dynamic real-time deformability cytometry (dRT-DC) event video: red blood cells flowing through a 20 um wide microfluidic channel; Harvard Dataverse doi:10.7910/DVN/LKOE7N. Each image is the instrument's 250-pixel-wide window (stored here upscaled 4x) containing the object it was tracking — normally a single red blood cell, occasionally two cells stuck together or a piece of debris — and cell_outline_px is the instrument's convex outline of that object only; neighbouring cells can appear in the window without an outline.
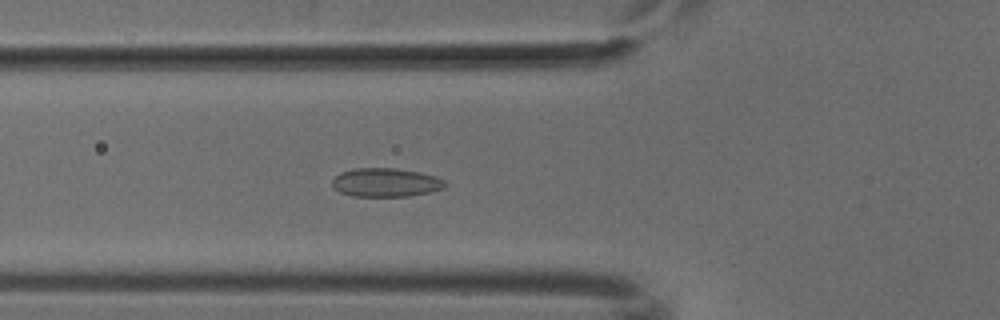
{"species": "common noctule bat (a hibernating species)", "species_latin": "Nyctalus noctula", "temperature_condition": "cold", "stored_images_in_passage": 51, "camera_frame_rate_fps": 3000, "um_per_image_px": 0.085, "animal": {"sex": "male", "body_mass_g": 18.8}, "frame": {"image": 1, "passage_image": 18, "time_ms": 5.667, "image_size_px": [1000, 320], "cell_outline_px": [[448, 184], [444, 188], [428, 192], [408, 196], [352, 196], [340, 192], [332, 184], [332, 180], [340, 172], [352, 168], [396, 168], [420, 172], [436, 176], [444, 180]], "centroid_in_image_um": [32.8, 15.5], "position_along_channel_um": 93.0, "area_um2": 18.9}}
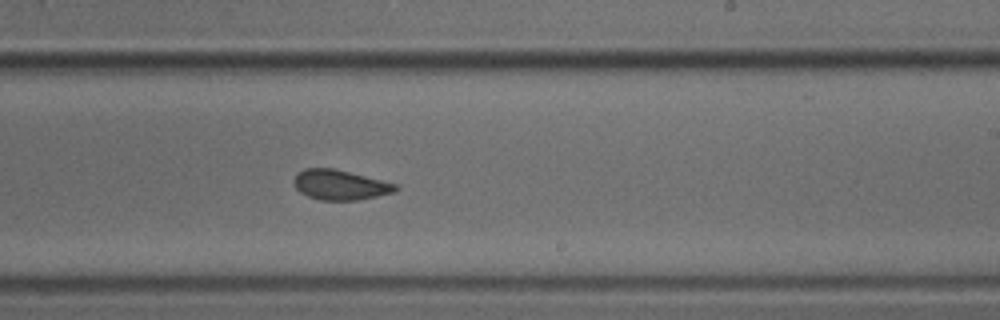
{"frame": {"image": 2, "passage_image": 31, "time_ms": 10.0, "image_size_px": [1000, 320], "cell_outline_px": [[400, 188], [396, 192], [356, 200], [320, 200], [308, 196], [300, 192], [296, 188], [292, 180], [296, 172], [304, 168], [332, 168], [396, 184]], "centroid_in_image_um": [28.86, 15.71], "position_along_channel_um": 260.1, "area_um2": 17.69}}
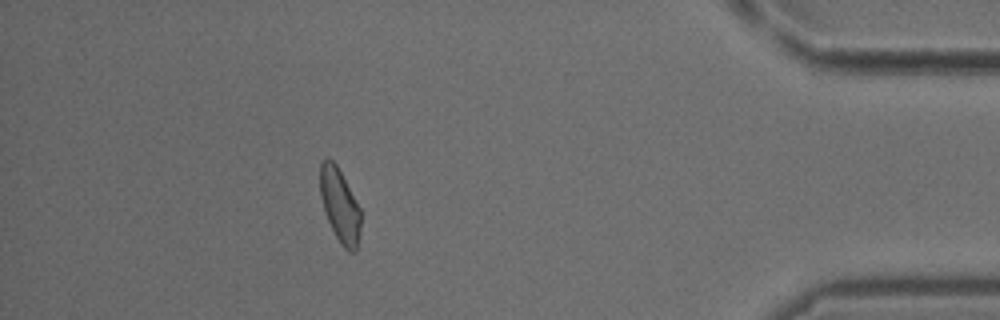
{"frame": {"image": 3, "passage_image": 46, "time_ms": 15.0, "image_size_px": [1000, 320], "cell_outline_px": [[360, 232], [356, 252], [348, 252], [340, 244], [324, 212], [320, 196], [320, 164], [328, 156], [336, 164], [360, 208]], "centroid_in_image_um": [28.88, 17.48], "position_along_channel_um": 406.3, "area_um2": 17.4}}